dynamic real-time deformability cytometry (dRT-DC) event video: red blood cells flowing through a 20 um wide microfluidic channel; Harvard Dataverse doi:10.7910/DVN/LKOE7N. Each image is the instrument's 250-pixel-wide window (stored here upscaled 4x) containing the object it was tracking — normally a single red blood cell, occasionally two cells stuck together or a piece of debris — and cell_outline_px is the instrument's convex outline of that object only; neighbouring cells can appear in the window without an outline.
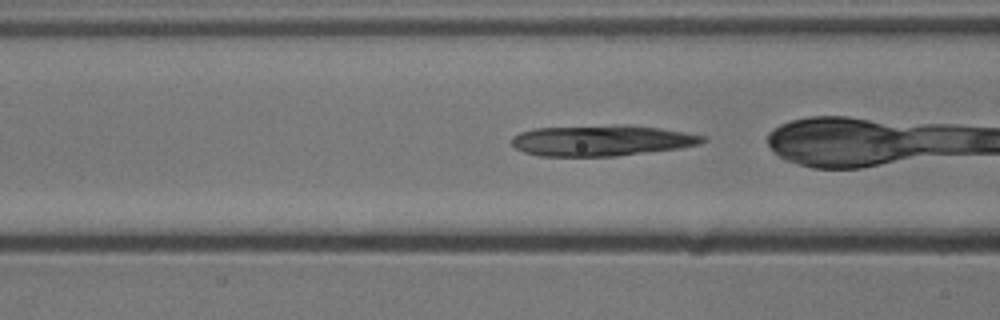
{"species": "common noctule bat (a hibernating species)", "species_latin": "Nyctalus noctula", "temperature_condition": "cold", "stored_images_in_passage": 28, "camera_frame_rate_fps": 3000, "um_per_image_px": 0.085, "animal": {"sex": "male", "body_mass_g": 13.3}, "frame": {"image": 1, "passage_image": 3, "time_ms": 0.667, "image_size_px": [1000, 320], "cell_outline_px": [[708, 140], [700, 144], [676, 148], [616, 156], [540, 156], [524, 152], [516, 148], [512, 144], [512, 136], [520, 132], [536, 128], [628, 124], [660, 128], [708, 136]], "centroid_in_image_um": [51.16, 11.93], "position_along_channel_um": 115.4, "area_um2": 34.33}}
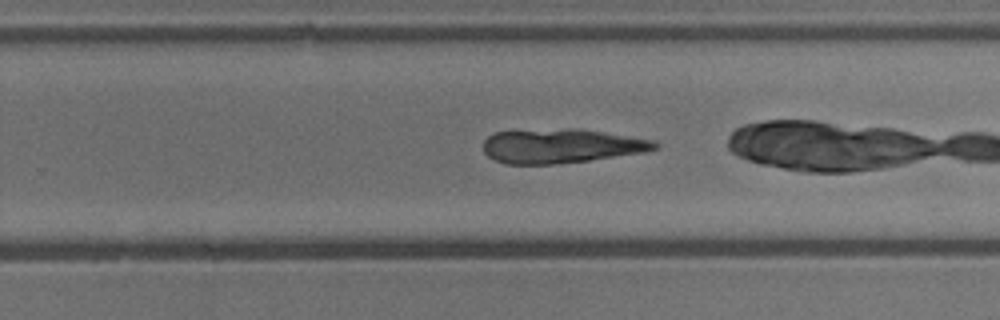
{"frame": {"image": 2, "passage_image": 16, "time_ms": 5.0, "image_size_px": [1000, 320], "cell_outline_px": [[660, 148], [644, 152], [588, 160], [552, 164], [504, 164], [488, 156], [484, 152], [484, 140], [492, 132], [568, 128], [580, 128], [656, 140], [660, 144]], "centroid_in_image_um": [47.74, 12.39], "position_along_channel_um": 282.1, "area_um2": 34.39}}
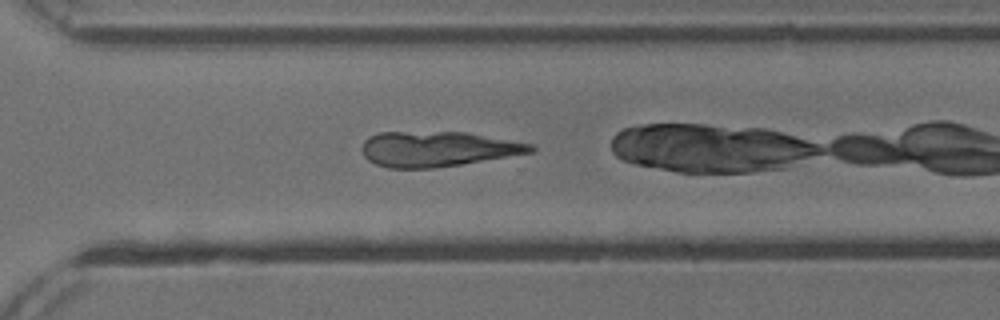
{"frame": {"image": 3, "passage_image": 20, "time_ms": 6.333, "image_size_px": [1000, 320], "cell_outline_px": [[536, 152], [460, 164], [432, 168], [388, 168], [376, 164], [368, 160], [364, 156], [364, 140], [368, 136], [380, 132], [468, 132], [536, 144]], "centroid_in_image_um": [37.27, 12.65], "position_along_channel_um": 333.3, "area_um2": 34.74}}